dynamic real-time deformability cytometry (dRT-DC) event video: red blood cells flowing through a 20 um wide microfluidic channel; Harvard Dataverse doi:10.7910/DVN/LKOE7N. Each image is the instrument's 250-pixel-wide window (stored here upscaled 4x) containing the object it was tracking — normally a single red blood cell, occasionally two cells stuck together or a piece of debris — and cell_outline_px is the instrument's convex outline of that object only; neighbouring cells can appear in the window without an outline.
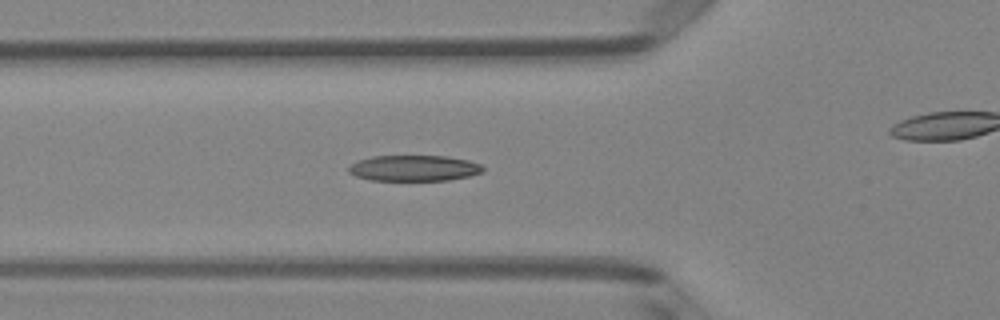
{"species": "Egyptian fruit bat (a non-hibernating species)", "species_latin": "Rousettus aegyptiacus", "temperature_condition": "room temperature", "stored_images_in_passage": 39, "camera_frame_rate_fps": 3000, "um_per_image_px": 0.085, "animal": {"sex": "female"}, "frame": {"image": 1, "passage_image": 9, "time_ms": 2.667, "image_size_px": [1000, 320], "cell_outline_px": [[484, 172], [468, 176], [448, 180], [372, 180], [356, 176], [348, 172], [348, 168], [352, 164], [360, 160], [372, 156], [448, 156], [468, 160], [480, 164], [484, 168]], "centroid_in_image_um": [35.22, 14.29], "position_along_channel_um": 90.6, "area_um2": 20.11}}
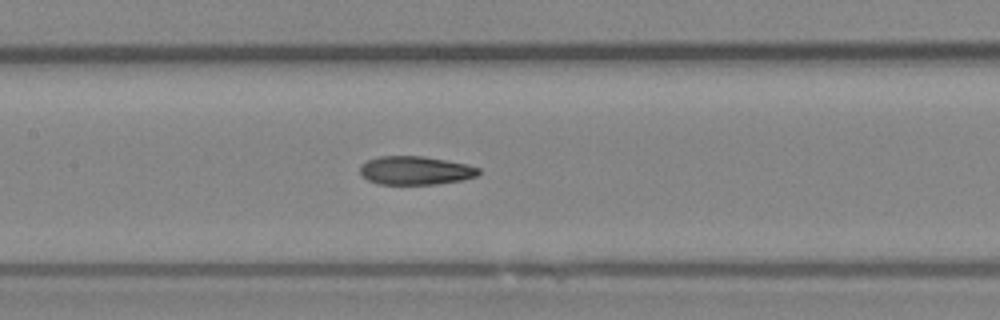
{"frame": {"image": 2, "passage_image": 15, "time_ms": 4.667, "image_size_px": [1000, 320], "cell_outline_px": [[480, 172], [476, 176], [464, 180], [436, 184], [380, 184], [368, 180], [360, 172], [360, 168], [368, 160], [380, 156], [424, 156], [468, 164], [480, 168]], "centroid_in_image_um": [35.36, 14.49], "position_along_channel_um": 172.0, "area_um2": 19.65}}
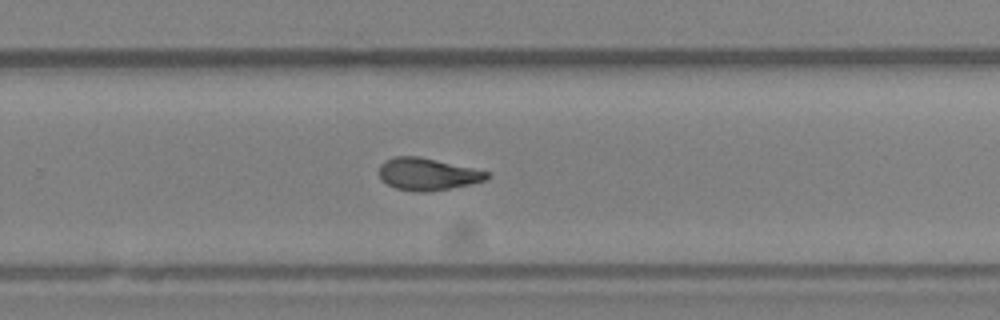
{"frame": {"image": 3, "passage_image": 24, "time_ms": 7.667, "image_size_px": [1000, 320], "cell_outline_px": [[488, 176], [484, 180], [452, 188], [424, 192], [416, 192], [396, 188], [380, 180], [380, 164], [384, 160], [396, 156], [420, 156], [472, 168], [488, 172]], "centroid_in_image_um": [36.28, 14.79], "position_along_channel_um": 293.5, "area_um2": 20.0}, "authors_computed_cell_mechanics": {"area_um2": 20.4034, "velocity_mm_per_s": 4.0748, "shape_relaxation_time_tau1_ms": 5.2119, "shape_relaxation_time_tau2_ms": 2.1195, "deformation_change_tau1": 0.197, "deformation_change_tau2": 0.0948}}